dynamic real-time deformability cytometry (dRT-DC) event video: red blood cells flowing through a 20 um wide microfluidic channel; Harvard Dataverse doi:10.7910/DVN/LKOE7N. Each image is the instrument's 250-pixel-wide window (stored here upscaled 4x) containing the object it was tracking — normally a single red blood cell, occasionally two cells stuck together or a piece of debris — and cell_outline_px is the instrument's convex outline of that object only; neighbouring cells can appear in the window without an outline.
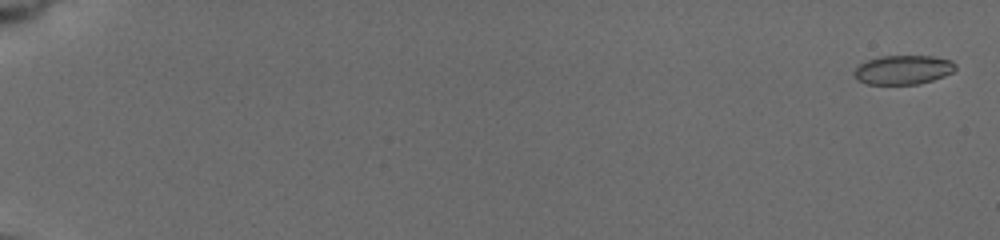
{"species": "common noctule bat (a hibernating species)", "species_latin": "Nyctalus noctula", "temperature_condition": "cold", "stored_images_in_passage": 89, "camera_frame_rate_fps": 3000, "um_per_image_px": 0.085, "animal": {"sex": "female", "body_mass_g": 19.5, "forearm_length_mm": 54.1}, "frame": {"image": 1, "passage_image": 3, "time_ms": 0.333, "image_size_px": [1000, 240], "cell_outline_px": [[956, 68], [952, 72], [944, 76], [920, 84], [868, 84], [860, 80], [852, 72], [864, 60], [880, 56], [932, 56], [952, 60], [956, 64]], "centroid_in_image_um": [76.78, 5.92], "position_along_channel_um": 8.2, "area_um2": 17.22}}
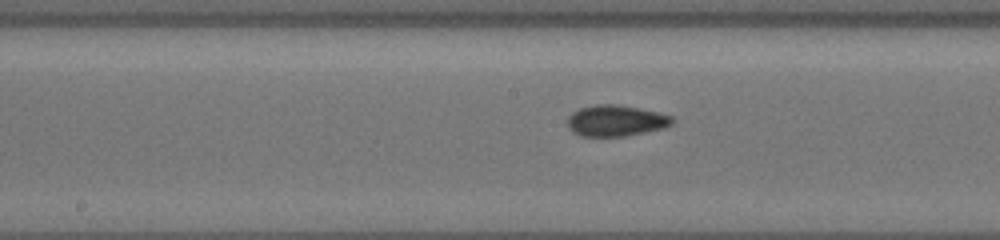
{"frame": {"image": 2, "passage_image": 53, "time_ms": 10.667, "image_size_px": [1000, 240], "cell_outline_px": [[672, 124], [664, 128], [624, 136], [580, 136], [572, 132], [568, 128], [568, 116], [572, 112], [580, 108], [596, 104], [616, 104], [656, 112], [672, 116]], "centroid_in_image_um": [52.3, 10.26], "position_along_channel_um": 195.9, "area_um2": 18.84}}
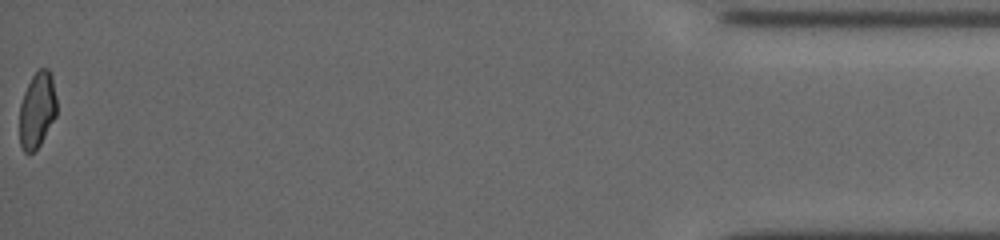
{"frame": {"image": 3, "passage_image": 89, "time_ms": 19.0, "image_size_px": [1000, 240], "cell_outline_px": [[56, 116], [40, 144], [32, 152], [24, 152], [20, 144], [20, 104], [24, 92], [32, 76], [40, 68], [48, 68], [52, 76], [56, 96]], "centroid_in_image_um": [3.16, 9.33], "position_along_channel_um": 432.0, "area_um2": 16.3}, "authors_computed_cell_mechanics": {"area_um2": 17.8024, "velocity_mm_per_s": 3.7894, "shape_relaxation_time_tau1_ms": null, "shape_relaxation_time_tau2_ms": 1.0163, "deformation_change_tau1": null, "deformation_change_tau2": 0.0521}}